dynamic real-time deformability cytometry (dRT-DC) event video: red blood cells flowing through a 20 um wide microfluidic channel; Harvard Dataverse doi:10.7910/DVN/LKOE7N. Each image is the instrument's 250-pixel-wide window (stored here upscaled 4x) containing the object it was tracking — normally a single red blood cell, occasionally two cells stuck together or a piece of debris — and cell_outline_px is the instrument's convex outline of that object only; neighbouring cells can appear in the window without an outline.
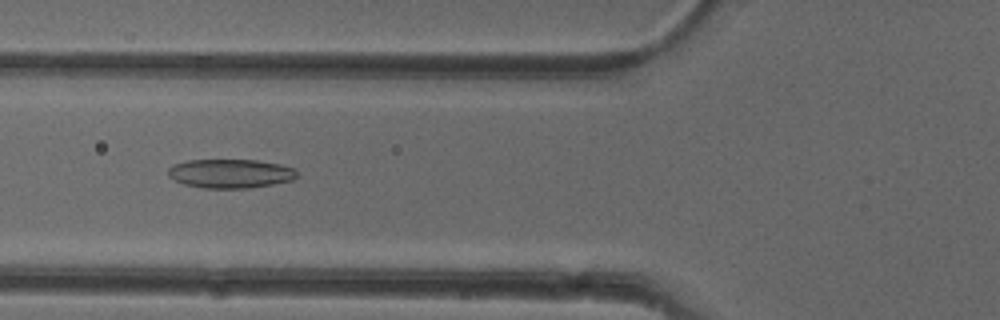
{"species": "common noctule bat (a hibernating species)", "species_latin": "Nyctalus noctula", "temperature_condition": "cold", "stored_images_in_passage": 33, "camera_frame_rate_fps": 3000, "um_per_image_px": 0.085, "animal": {"sex": "female"}, "frame": {"image": 1, "passage_image": 5, "time_ms": 1.333, "image_size_px": [1000, 320], "cell_outline_px": [[296, 176], [292, 180], [272, 184], [248, 188], [204, 188], [184, 184], [168, 176], [168, 168], [172, 164], [188, 160], [256, 160], [280, 164], [296, 168]], "centroid_in_image_um": [19.57, 14.74], "position_along_channel_um": 106.2, "area_um2": 21.73}}
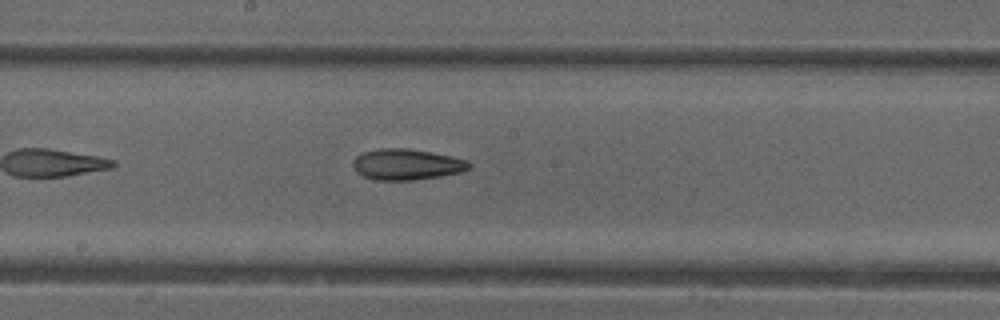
{"frame": {"image": 2, "passage_image": 13, "time_ms": 4.0, "image_size_px": [1000, 320], "cell_outline_px": [[472, 164], [464, 172], [416, 180], [376, 180], [364, 176], [356, 172], [352, 168], [352, 160], [356, 156], [364, 152], [380, 148], [408, 148], [452, 156], [468, 160]], "centroid_in_image_um": [34.56, 13.98], "position_along_channel_um": 213.6, "area_um2": 21.15}}
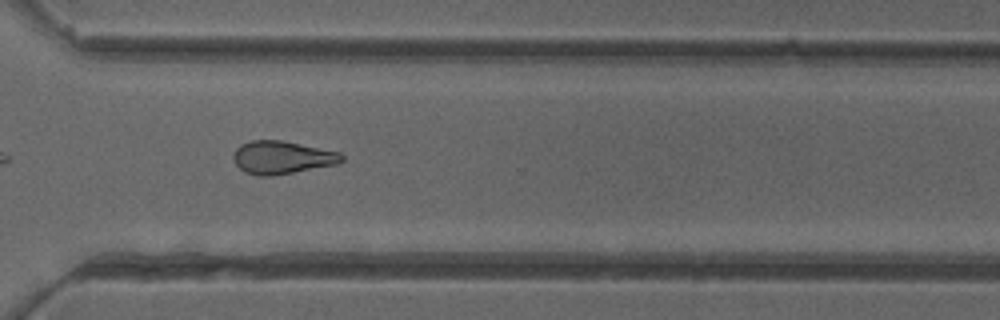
{"frame": {"image": 3, "passage_image": 23, "time_ms": 7.333, "image_size_px": [1000, 320], "cell_outline_px": [[344, 160], [336, 164], [272, 176], [256, 176], [244, 172], [236, 164], [232, 156], [236, 148], [240, 144], [252, 140], [280, 140], [340, 152], [344, 156]], "centroid_in_image_um": [23.94, 13.38], "position_along_channel_um": 346.7, "area_um2": 20.75}, "authors_computed_cell_mechanics": {"area_um2": 20.4034, "velocity_mm_per_s": 3.9937, "shape_relaxation_time_tau1_ms": null, "shape_relaxation_time_tau2_ms": 9.3716, "deformation_change_tau1": null, "deformation_change_tau2": 0.2034}}